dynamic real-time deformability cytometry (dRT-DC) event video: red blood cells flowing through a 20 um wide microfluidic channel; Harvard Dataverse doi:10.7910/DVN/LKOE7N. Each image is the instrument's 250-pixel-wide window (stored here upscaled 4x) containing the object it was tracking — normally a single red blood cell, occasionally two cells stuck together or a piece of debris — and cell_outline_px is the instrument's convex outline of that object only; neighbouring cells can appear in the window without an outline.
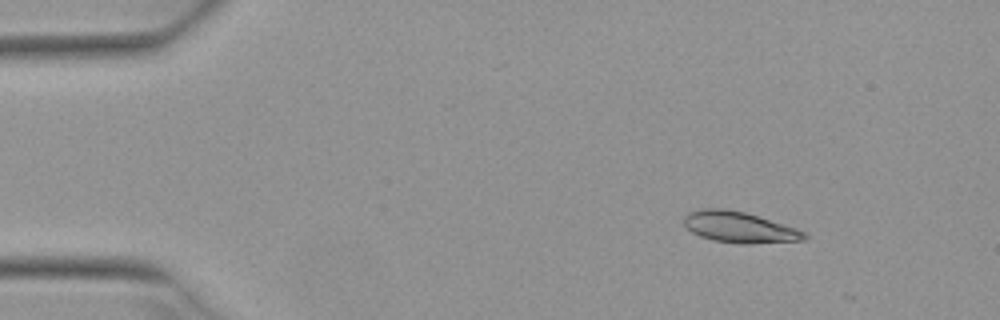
{"species": "Egyptian fruit bat (a non-hibernating species)", "species_latin": "Rousettus aegyptiacus", "temperature_condition": "warm", "stored_images_in_passage": 5, "camera_frame_rate_fps": 3000, "um_per_image_px": 0.085, "animal": {"sex": "female"}, "frame": {"image": 1, "passage_image": 2, "time_ms": 0.333, "image_size_px": [1000, 320], "cell_outline_px": [[808, 240], [752, 244], [740, 244], [712, 240], [700, 236], [692, 232], [684, 224], [684, 216], [688, 212], [704, 208], [724, 208], [744, 212], [796, 228], [804, 232], [808, 236]], "centroid_in_image_um": [62.85, 19.32], "position_along_channel_um": 22.2, "area_um2": 21.79}}